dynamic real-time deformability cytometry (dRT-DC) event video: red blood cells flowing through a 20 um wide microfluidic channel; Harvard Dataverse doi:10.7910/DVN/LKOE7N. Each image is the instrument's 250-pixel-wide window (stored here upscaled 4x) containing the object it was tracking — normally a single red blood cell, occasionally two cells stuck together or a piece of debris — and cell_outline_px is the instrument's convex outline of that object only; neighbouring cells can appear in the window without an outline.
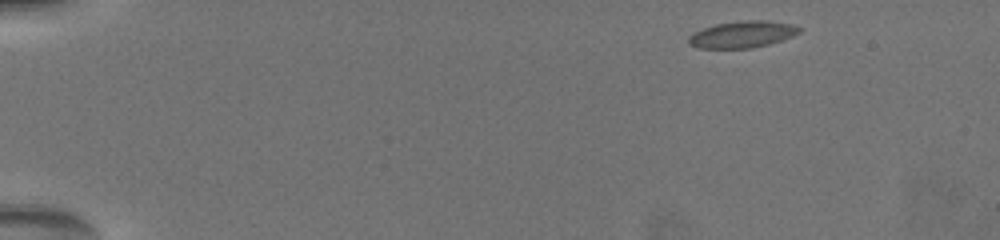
{"species": "common noctule bat (a hibernating species)", "species_latin": "Nyctalus noctula", "temperature_condition": "warm", "stored_images_in_passage": 10, "camera_frame_rate_fps": 3000, "um_per_image_px": 0.085, "animal": {"sex": "female", "body_mass_g": 19.5, "forearm_length_mm": 54.1}, "frame": {"image": 1, "passage_image": 1, "time_ms": 0.0, "image_size_px": [1000, 240], "cell_outline_px": [[800, 32], [792, 36], [768, 44], [748, 48], [700, 48], [692, 44], [688, 40], [688, 36], [704, 28], [716, 24], [752, 20], [764, 20], [792, 24], [800, 28]], "centroid_in_image_um": [63.12, 2.92], "position_along_channel_um": 21.9, "area_um2": 16.7}}
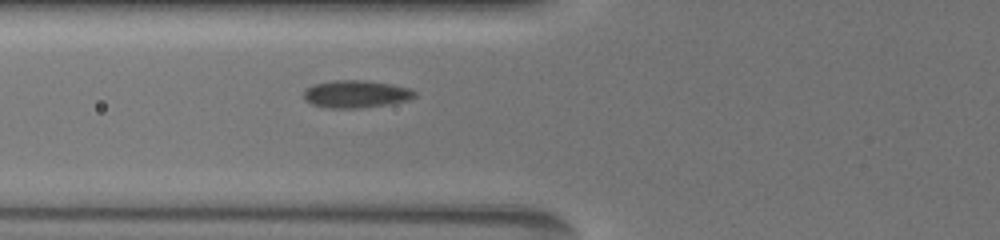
{"frame": {"image": 2, "passage_image": 6, "time_ms": 5.333, "image_size_px": [1000, 240], "cell_outline_px": [[416, 96], [408, 100], [388, 104], [360, 108], [324, 108], [312, 104], [304, 100], [304, 92], [308, 88], [316, 84], [332, 80], [364, 80], [392, 84], [412, 88], [416, 92]], "centroid_in_image_um": [30.28, 7.99], "position_along_channel_um": 95.5, "area_um2": 17.86}}
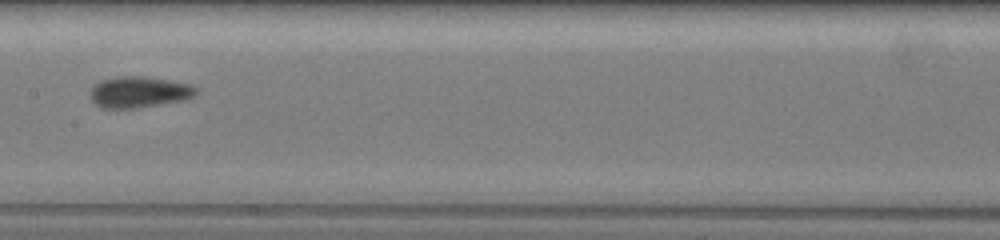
{"frame": {"image": 3, "passage_image": 10, "time_ms": 8.0, "image_size_px": [1000, 240], "cell_outline_px": [[196, 92], [192, 96], [180, 100], [136, 108], [100, 108], [92, 100], [92, 88], [96, 84], [104, 80], [124, 76], [144, 76], [188, 84], [196, 88]], "centroid_in_image_um": [11.79, 7.83], "position_along_channel_um": 195.6, "area_um2": 18.5}}